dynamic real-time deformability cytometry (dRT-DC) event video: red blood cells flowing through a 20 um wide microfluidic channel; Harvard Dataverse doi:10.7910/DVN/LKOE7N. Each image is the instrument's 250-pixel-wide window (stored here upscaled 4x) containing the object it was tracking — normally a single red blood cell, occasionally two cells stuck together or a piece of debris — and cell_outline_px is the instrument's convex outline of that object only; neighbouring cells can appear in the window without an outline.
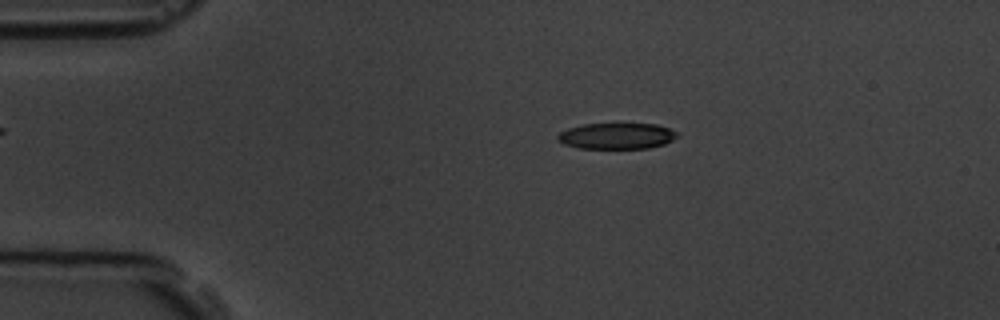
{"species": "common noctule bat (a hibernating species)", "species_latin": "Nyctalus noctula", "temperature_condition": "room temperature", "stored_images_in_passage": 9, "camera_frame_rate_fps": 3000, "um_per_image_px": 0.085, "animal": {"sex": "male", "body_mass_g": 19.5, "forearm_length_mm": 54.6}, "frame": {"image": 1, "passage_image": 2, "time_ms": 1.333, "image_size_px": [1000, 320], "cell_outline_px": [[680, 136], [664, 144], [648, 148], [576, 148], [564, 144], [556, 140], [556, 136], [560, 132], [568, 128], [584, 124], [616, 120], [656, 124], [668, 128], [676, 132]], "centroid_in_image_um": [52.4, 11.5], "position_along_channel_um": 32.6, "area_um2": 19.19}}
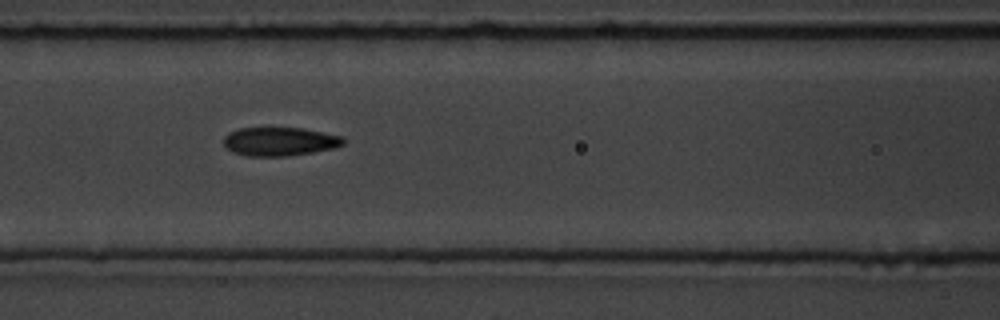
{"frame": {"image": 2, "passage_image": 6, "time_ms": 5.667, "image_size_px": [1000, 320], "cell_outline_px": [[344, 144], [332, 148], [312, 152], [284, 156], [248, 156], [232, 152], [224, 144], [224, 136], [228, 132], [240, 128], [304, 128], [344, 136]], "centroid_in_image_um": [23.77, 12.02], "position_along_channel_um": 142.8, "area_um2": 19.94}}
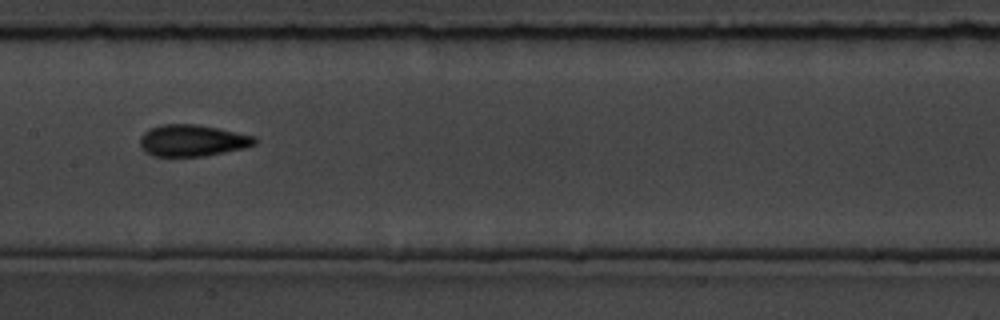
{"frame": {"image": 3, "passage_image": 7, "time_ms": 7.0, "image_size_px": [1000, 320], "cell_outline_px": [[256, 144], [244, 148], [204, 156], [152, 156], [144, 152], [140, 148], [140, 136], [148, 128], [160, 124], [196, 124], [256, 136]], "centroid_in_image_um": [16.3, 11.94], "position_along_channel_um": 191.1, "area_um2": 21.27}}